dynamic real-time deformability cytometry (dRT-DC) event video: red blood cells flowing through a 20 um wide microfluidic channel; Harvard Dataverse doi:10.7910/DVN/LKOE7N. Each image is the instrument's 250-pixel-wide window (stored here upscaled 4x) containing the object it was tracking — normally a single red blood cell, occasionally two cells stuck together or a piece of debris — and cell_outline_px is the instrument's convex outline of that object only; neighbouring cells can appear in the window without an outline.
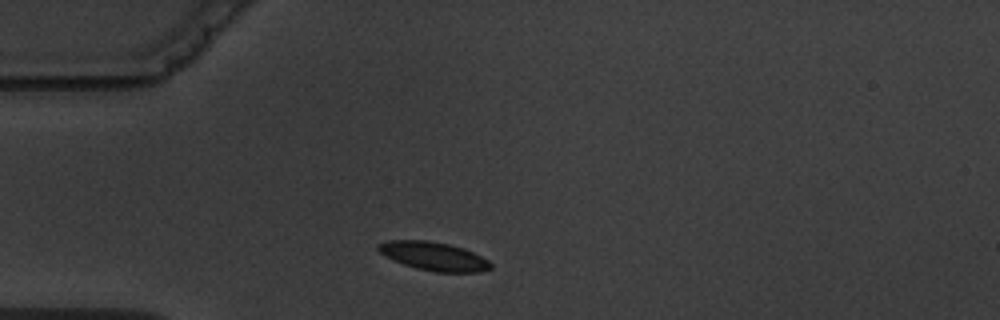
{"species": "common noctule bat (a hibernating species)", "species_latin": "Nyctalus noctula", "temperature_condition": "warm", "stored_images_in_passage": 8, "camera_frame_rate_fps": 3000, "um_per_image_px": 0.085, "animal": {"sex": "male", "body_mass_g": 19.5, "forearm_length_mm": 54.6}, "frame": {"image": 1, "passage_image": 1, "time_ms": 0.0, "image_size_px": [1000, 320], "cell_outline_px": [[492, 268], [480, 272], [436, 272], [416, 268], [392, 260], [384, 256], [376, 248], [376, 244], [388, 240], [424, 240], [448, 244], [464, 248], [488, 260], [492, 264]], "centroid_in_image_um": [36.84, 21.78], "position_along_channel_um": 48.2, "area_um2": 18.73}}
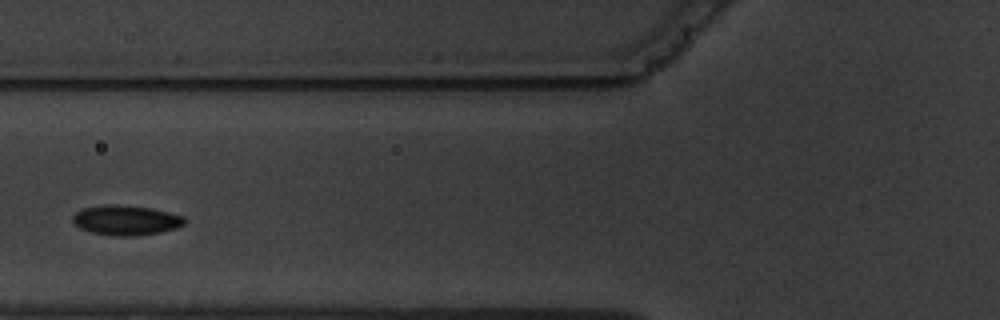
{"frame": {"image": 2, "passage_image": 3, "time_ms": 2.333, "image_size_px": [1000, 320], "cell_outline_px": [[184, 224], [176, 228], [160, 232], [136, 236], [112, 236], [92, 232], [80, 228], [72, 220], [72, 216], [76, 212], [84, 208], [104, 204], [120, 204], [152, 208], [184, 216]], "centroid_in_image_um": [10.7, 18.71], "position_along_channel_um": 115.1, "area_um2": 19.54}}
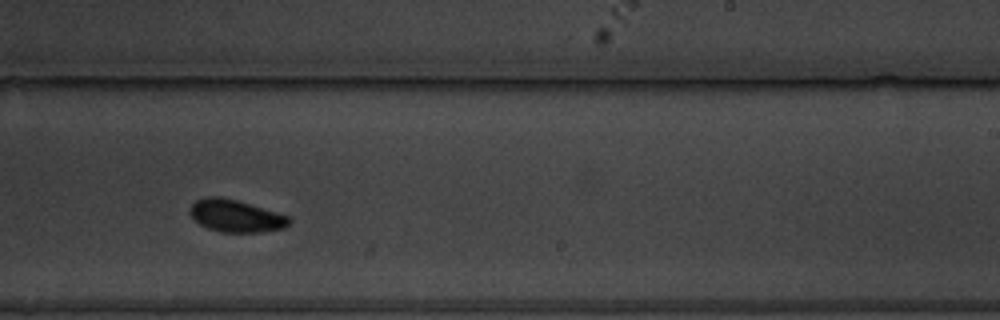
{"frame": {"image": 3, "passage_image": 7, "time_ms": 6.667, "image_size_px": [1000, 320], "cell_outline_px": [[292, 220], [284, 228], [260, 232], [220, 232], [208, 228], [200, 224], [188, 212], [188, 208], [196, 200], [208, 196], [220, 196], [236, 200], [276, 212], [288, 216]], "centroid_in_image_um": [20.01, 18.35], "position_along_channel_um": 269.0, "area_um2": 18.55}}